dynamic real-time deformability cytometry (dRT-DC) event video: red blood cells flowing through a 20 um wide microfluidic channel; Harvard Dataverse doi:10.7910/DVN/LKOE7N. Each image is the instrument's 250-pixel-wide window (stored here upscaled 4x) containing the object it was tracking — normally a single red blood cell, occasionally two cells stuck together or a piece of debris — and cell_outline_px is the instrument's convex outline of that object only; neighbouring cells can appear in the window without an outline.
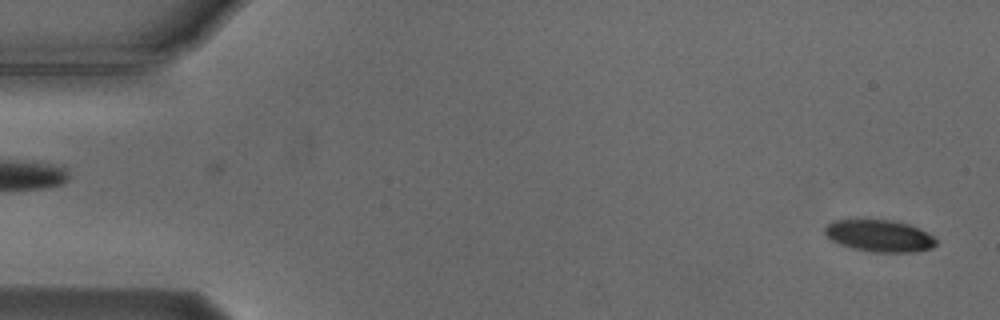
{"species": "Egyptian fruit bat (a non-hibernating species)", "species_latin": "Rousettus aegyptiacus", "temperature_condition": "cold", "stored_images_in_passage": 16, "camera_frame_rate_fps": 3000, "um_per_image_px": 0.085, "animal": {"sex": "male"}, "frame": {"image": 1, "passage_image": 1, "time_ms": 0.0, "image_size_px": [1000, 320], "cell_outline_px": [[936, 244], [932, 248], [916, 252], [872, 252], [852, 248], [840, 244], [832, 240], [824, 232], [824, 228], [832, 220], [888, 220], [908, 224], [920, 228], [932, 236], [936, 240]], "centroid_in_image_um": [74.76, 20.05], "position_along_channel_um": 10.2, "area_um2": 20.58}}
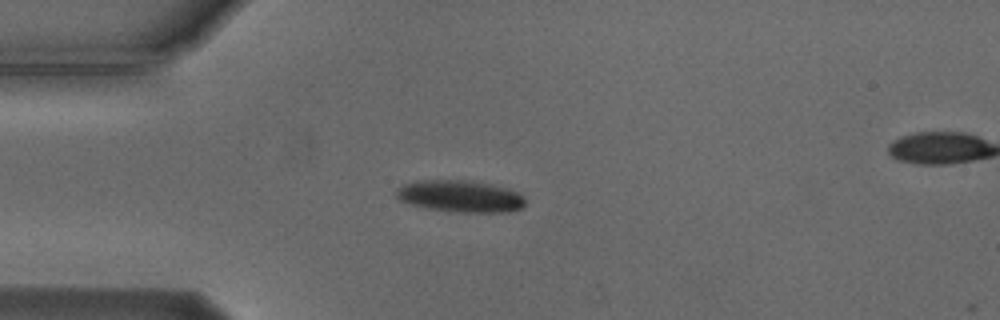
{"frame": {"image": 2, "passage_image": 13, "time_ms": 4.0, "image_size_px": [1000, 320], "cell_outline_px": [[524, 208], [508, 212], [456, 212], [424, 208], [408, 204], [400, 200], [396, 196], [396, 188], [404, 184], [416, 180], [468, 180], [492, 184], [508, 188], [520, 192], [524, 196]], "centroid_in_image_um": [39.13, 16.68], "position_along_channel_um": 45.9, "area_um2": 24.39}}